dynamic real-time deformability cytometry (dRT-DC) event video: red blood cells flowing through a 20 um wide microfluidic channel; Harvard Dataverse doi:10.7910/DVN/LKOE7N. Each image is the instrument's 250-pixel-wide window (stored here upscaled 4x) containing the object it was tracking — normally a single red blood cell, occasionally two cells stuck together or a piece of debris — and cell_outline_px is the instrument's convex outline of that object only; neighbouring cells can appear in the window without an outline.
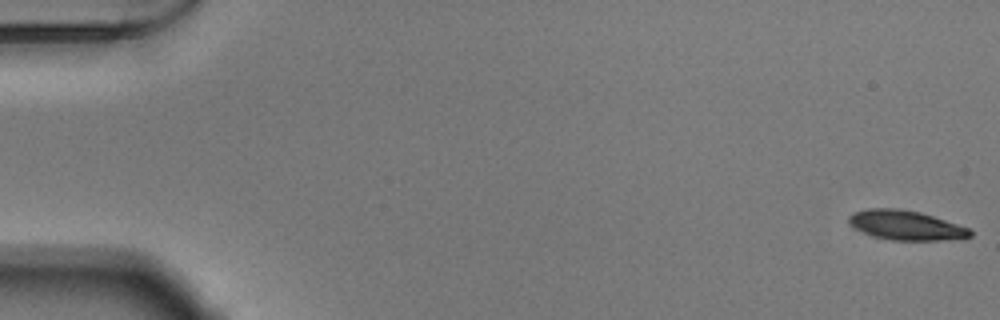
{"species": "Egyptian fruit bat (a non-hibernating species)", "species_latin": "Rousettus aegyptiacus", "temperature_condition": "warm", "stored_images_in_passage": 53, "camera_frame_rate_fps": 3000, "um_per_image_px": 0.085, "animal": {"sex": "male"}, "frame": {"image": 1, "passage_image": 1, "time_ms": 0.0, "image_size_px": [1000, 320], "cell_outline_px": [[972, 236], [964, 240], [892, 240], [872, 236], [856, 228], [848, 220], [848, 216], [856, 212], [868, 208], [900, 208], [920, 212], [968, 228], [972, 232]], "centroid_in_image_um": [77.05, 19.16], "position_along_channel_um": 8.0, "area_um2": 20.81}}
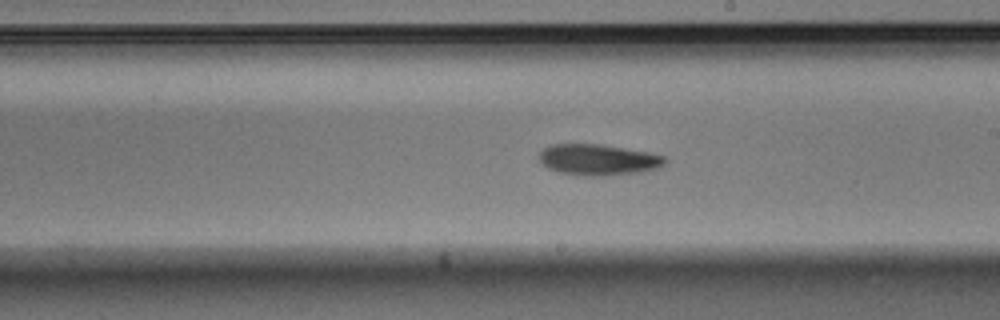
{"frame": {"image": 2, "passage_image": 31, "time_ms": 10.0, "image_size_px": [1000, 320], "cell_outline_px": [[668, 160], [660, 168], [640, 172], [600, 176], [580, 176], [560, 172], [548, 168], [540, 160], [540, 152], [544, 148], [552, 144], [600, 144], [648, 152], [664, 156]], "centroid_in_image_um": [50.88, 13.58], "position_along_channel_um": 238.1, "area_um2": 22.72}}
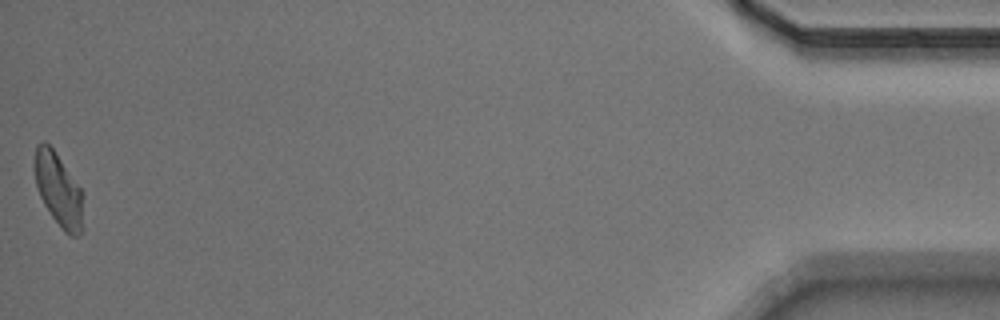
{"frame": {"image": 3, "passage_image": 53, "time_ms": 17.333, "image_size_px": [1000, 320], "cell_outline_px": [[80, 236], [68, 236], [64, 232], [52, 216], [44, 204], [40, 196], [36, 184], [32, 168], [36, 144], [44, 140], [52, 148], [80, 188]], "centroid_in_image_um": [4.87, 16.06], "position_along_channel_um": 430.3, "area_um2": 20.11}}